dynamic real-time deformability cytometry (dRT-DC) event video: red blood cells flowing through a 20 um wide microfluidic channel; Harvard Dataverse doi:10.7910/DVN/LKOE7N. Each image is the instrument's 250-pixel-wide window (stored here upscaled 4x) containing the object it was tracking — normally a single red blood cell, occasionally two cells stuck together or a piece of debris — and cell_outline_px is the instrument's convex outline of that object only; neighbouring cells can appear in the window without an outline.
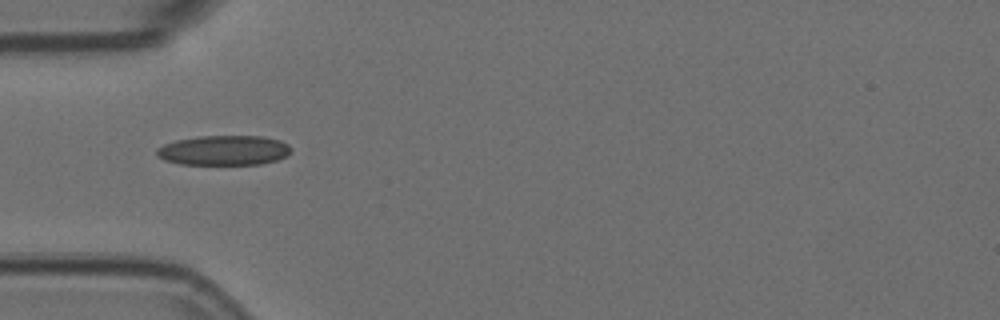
{"species": "Egyptian fruit bat (a non-hibernating species)", "species_latin": "Rousettus aegyptiacus", "temperature_condition": "room temperature", "stored_images_in_passage": 2, "camera_frame_rate_fps": 3000, "um_per_image_px": 0.085, "animal": {"sex": "female"}, "frame": {"image": 1, "passage_image": 1, "time_ms": 0.0, "image_size_px": [1000, 320], "cell_outline_px": [[292, 152], [276, 160], [260, 164], [180, 164], [164, 160], [156, 156], [156, 148], [164, 144], [176, 140], [200, 136], [260, 136], [280, 140], [288, 144], [292, 148]], "centroid_in_image_um": [19.01, 12.77], "position_along_channel_um": 66.0, "area_um2": 23.41}}
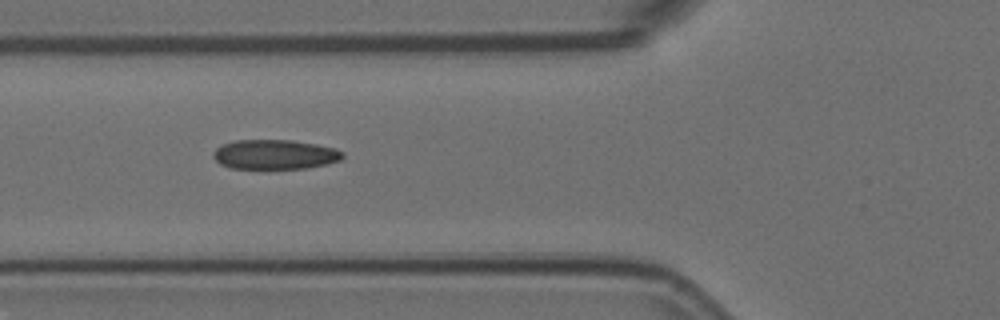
{"frame": {"image": 2, "passage_image": 2, "time_ms": 0.333, "image_size_px": [1000, 320], "cell_outline_px": [[344, 156], [340, 160], [328, 164], [308, 168], [228, 168], [220, 164], [212, 156], [212, 152], [216, 148], [224, 144], [236, 140], [292, 140], [316, 144], [336, 148], [344, 152]], "centroid_in_image_um": [23.38, 13.13], "position_along_channel_um": 102.4, "area_um2": 22.43}}